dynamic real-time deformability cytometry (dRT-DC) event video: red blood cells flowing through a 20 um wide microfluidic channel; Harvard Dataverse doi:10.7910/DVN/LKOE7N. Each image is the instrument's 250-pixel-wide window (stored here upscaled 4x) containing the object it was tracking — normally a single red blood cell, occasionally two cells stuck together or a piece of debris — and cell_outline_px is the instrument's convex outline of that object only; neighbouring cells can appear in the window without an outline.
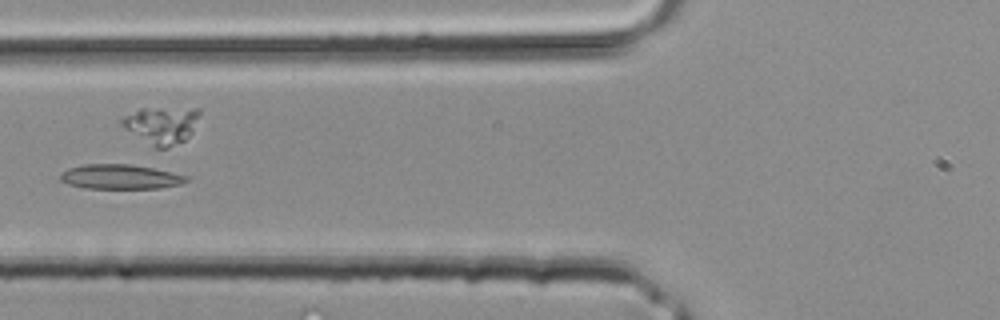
{"species": "common noctule bat (a hibernating species)", "species_latin": "Nyctalus noctula", "temperature_condition": "room temperature", "stored_images_in_passage": 3, "camera_frame_rate_fps": 3000, "um_per_image_px": 0.085, "animal": {"sex": "male", "body_mass_g": 20.4}, "frame": {"image": 1, "passage_image": 3, "time_ms": 0.667, "image_size_px": [1000, 320], "cell_outline_px": [[188, 180], [180, 184], [160, 188], [84, 188], [68, 184], [60, 180], [60, 172], [68, 168], [84, 164], [128, 164], [152, 168], [188, 176]], "centroid_in_image_um": [10.17, 15.02], "position_along_channel_um": 115.6, "area_um2": 17.98}}